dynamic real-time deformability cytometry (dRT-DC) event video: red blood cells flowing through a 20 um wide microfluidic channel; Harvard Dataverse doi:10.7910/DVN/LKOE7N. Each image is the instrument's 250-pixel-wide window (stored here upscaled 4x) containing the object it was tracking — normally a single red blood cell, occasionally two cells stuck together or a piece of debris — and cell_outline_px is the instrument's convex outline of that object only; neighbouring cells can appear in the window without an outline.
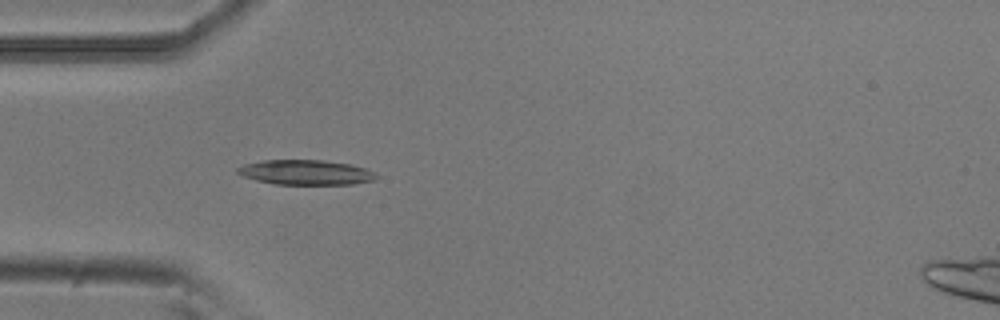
{"species": "common noctule bat (a hibernating species)", "species_latin": "Nyctalus noctula", "temperature_condition": "room temperature", "stored_images_in_passage": 3, "camera_frame_rate_fps": 3000, "um_per_image_px": 0.085, "animal": {"sex": "male", "body_mass_g": 20.5, "forearm_length_mm": 52.5}, "frame": {"image": 1, "passage_image": 2, "time_ms": 0.333, "image_size_px": [1000, 320], "cell_outline_px": [[380, 176], [376, 180], [352, 184], [276, 184], [256, 180], [244, 176], [236, 172], [236, 168], [244, 164], [264, 160], [324, 160], [352, 164], [376, 172]], "centroid_in_image_um": [26.04, 14.65], "position_along_channel_um": 59.0, "area_um2": 20.23}}